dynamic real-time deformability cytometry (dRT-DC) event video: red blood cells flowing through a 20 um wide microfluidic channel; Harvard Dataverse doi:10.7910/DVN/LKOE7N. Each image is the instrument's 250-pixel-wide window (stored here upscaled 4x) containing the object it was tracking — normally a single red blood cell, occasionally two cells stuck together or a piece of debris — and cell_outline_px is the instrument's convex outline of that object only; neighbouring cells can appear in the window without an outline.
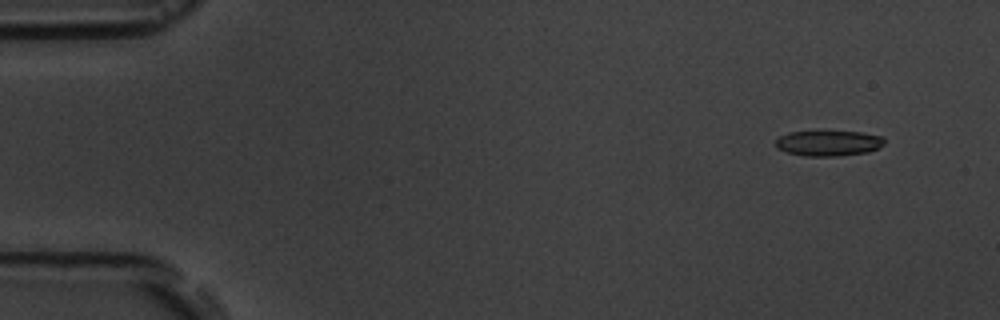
{"species": "common noctule bat (a hibernating species)", "species_latin": "Nyctalus noctula", "temperature_condition": "room temperature", "stored_images_in_passage": 8, "camera_frame_rate_fps": 3000, "um_per_image_px": 0.085, "animal": {"sex": "male", "body_mass_g": 19.5, "forearm_length_mm": 54.6}, "frame": {"image": 1, "passage_image": 1, "time_ms": 0.0, "image_size_px": [1000, 320], "cell_outline_px": [[884, 144], [868, 152], [840, 156], [804, 156], [784, 152], [776, 148], [776, 140], [780, 136], [788, 132], [816, 128], [860, 132], [884, 136]], "centroid_in_image_um": [70.37, 12.12], "position_along_channel_um": 14.6, "area_um2": 17.17}}
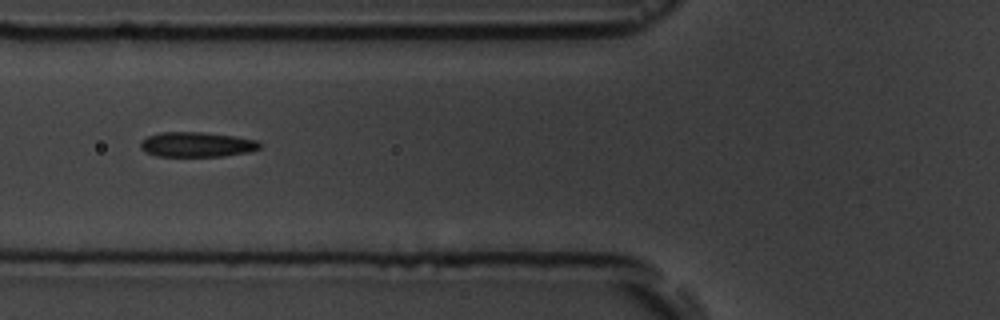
{"frame": {"image": 2, "passage_image": 6, "time_ms": 5.667, "image_size_px": [1000, 320], "cell_outline_px": [[260, 148], [252, 152], [224, 156], [156, 156], [144, 152], [140, 148], [140, 140], [148, 136], [160, 132], [204, 132], [232, 136], [256, 140], [260, 144]], "centroid_in_image_um": [16.69, 12.29], "position_along_channel_um": 109.1, "area_um2": 17.46}}
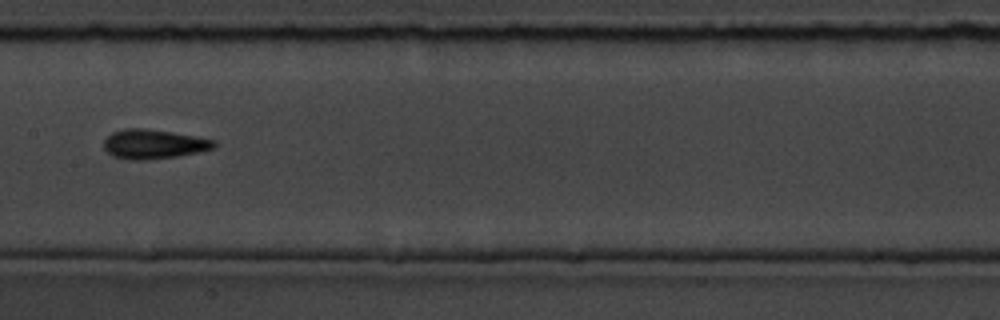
{"frame": {"image": 3, "passage_image": 8, "time_ms": 8.0, "image_size_px": [1000, 320], "cell_outline_px": [[216, 148], [176, 156], [148, 160], [132, 160], [112, 156], [104, 148], [104, 140], [112, 132], [124, 128], [144, 128], [196, 136], [216, 140]], "centroid_in_image_um": [13.05, 12.25], "position_along_channel_um": 194.3, "area_um2": 18.84}}